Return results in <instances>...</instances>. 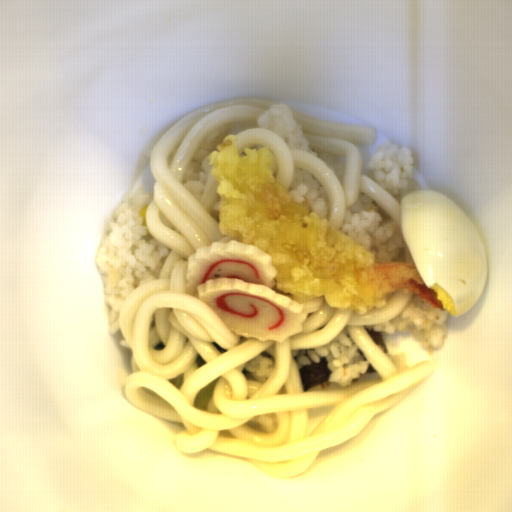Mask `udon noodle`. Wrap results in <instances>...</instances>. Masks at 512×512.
<instances>
[{"label":"udon noodle","instance_id":"d5520da0","mask_svg":"<svg viewBox=\"0 0 512 512\" xmlns=\"http://www.w3.org/2000/svg\"><path fill=\"white\" fill-rule=\"evenodd\" d=\"M279 103L258 97L209 102L189 111L149 152L154 180L153 201L145 223L152 237L171 250L158 279L131 292L119 312L120 345L130 351L131 373L123 383L130 402L154 419L182 425L174 436L177 451L203 450L240 457L261 473L297 476L322 450L347 442L380 413L404 399L436 370L425 360L399 371L364 325L387 323L412 301L403 289L386 294L373 308L338 309L324 295L303 304L302 330L283 342L236 335L215 310L187 294L188 258L200 247L234 240L220 230L219 181L208 175L200 196L184 186L195 150L214 130L235 122L239 157L245 149L268 147L273 177L289 194L297 168L325 189L331 229L341 230L346 209L359 193L379 204L399 226L402 205L383 187L360 172L361 150L374 146L372 126L319 119L290 108L308 140V149L346 158L343 183L318 157L289 149L280 135L259 128L257 120ZM347 326L354 341L378 373L331 390L302 388L291 349L324 346ZM266 350L275 368L260 383L247 380L246 361ZM207 409L193 408L199 390L219 377Z\"/></svg>","mask_w":512,"mask_h":512}]
</instances>
